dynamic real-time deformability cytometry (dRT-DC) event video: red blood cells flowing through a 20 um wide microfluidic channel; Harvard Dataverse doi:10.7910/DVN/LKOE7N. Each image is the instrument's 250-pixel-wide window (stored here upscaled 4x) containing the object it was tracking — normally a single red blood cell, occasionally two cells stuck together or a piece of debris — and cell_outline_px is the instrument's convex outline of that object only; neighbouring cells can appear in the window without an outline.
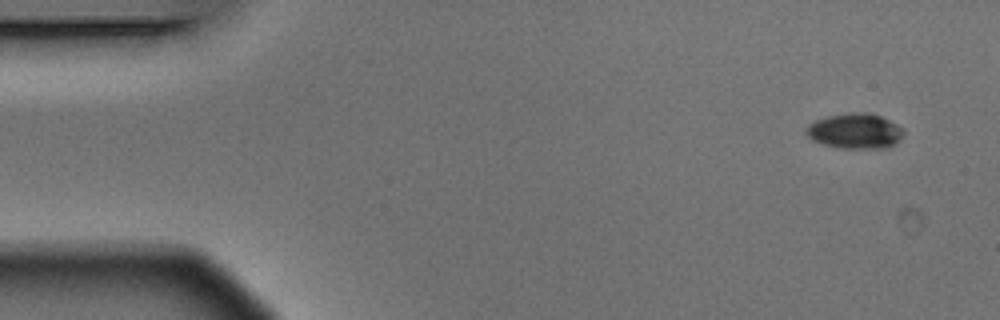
{"species": "Egyptian fruit bat (a non-hibernating species)", "species_latin": "Rousettus aegyptiacus", "temperature_condition": "warm", "stored_images_in_passage": 5, "segment_of_instrument_passage": [2, 2], "camera_frame_rate_fps": 3000, "um_per_image_px": 0.085, "animal": {"sex": "male"}, "frame": {"image": 1, "passage_image": 5, "time_ms": 1.333, "image_size_px": [1000, 320], "cell_outline_px": [[904, 136], [896, 144], [884, 148], [840, 148], [824, 144], [812, 140], [804, 132], [808, 124], [816, 120], [828, 116], [852, 112], [868, 112], [880, 116], [904, 128]], "centroid_in_image_um": [72.7, 11.14], "position_along_channel_um": 12.3, "area_um2": 20.11}}